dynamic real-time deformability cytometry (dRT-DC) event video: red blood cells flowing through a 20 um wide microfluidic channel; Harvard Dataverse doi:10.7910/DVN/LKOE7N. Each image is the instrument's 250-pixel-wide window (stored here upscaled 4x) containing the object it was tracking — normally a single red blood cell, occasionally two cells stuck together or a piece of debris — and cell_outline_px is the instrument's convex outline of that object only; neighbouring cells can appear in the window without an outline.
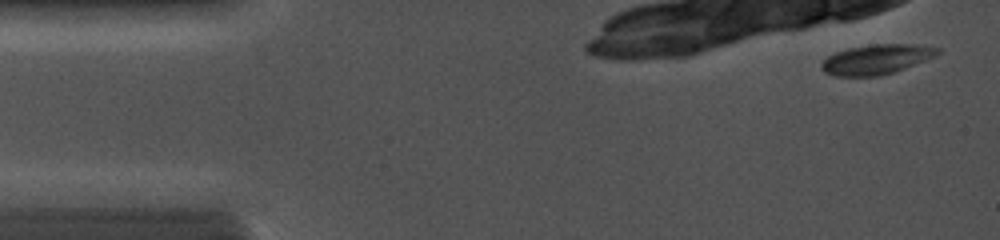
{"species": "common noctule bat (a hibernating species)", "species_latin": "Nyctalus noctula", "temperature_condition": "cold", "stored_images_in_passage": 6, "camera_frame_rate_fps": 5000, "um_per_image_px": 0.085, "animal": {"sex": "female", "body_mass_g": 19.0, "forearm_length_mm": 56.7}, "frame": {"image": 1, "passage_image": 2, "time_ms": 0.4, "image_size_px": [1000, 240], "cell_outline_px": [[940, 52], [936, 56], [904, 68], [892, 72], [876, 76], [836, 76], [824, 72], [820, 68], [820, 64], [828, 56], [836, 52], [848, 48], [876, 44], [916, 44], [940, 48]], "centroid_in_image_um": [74.48, 5.04], "position_along_channel_um": 10.5, "area_um2": 20.0}}